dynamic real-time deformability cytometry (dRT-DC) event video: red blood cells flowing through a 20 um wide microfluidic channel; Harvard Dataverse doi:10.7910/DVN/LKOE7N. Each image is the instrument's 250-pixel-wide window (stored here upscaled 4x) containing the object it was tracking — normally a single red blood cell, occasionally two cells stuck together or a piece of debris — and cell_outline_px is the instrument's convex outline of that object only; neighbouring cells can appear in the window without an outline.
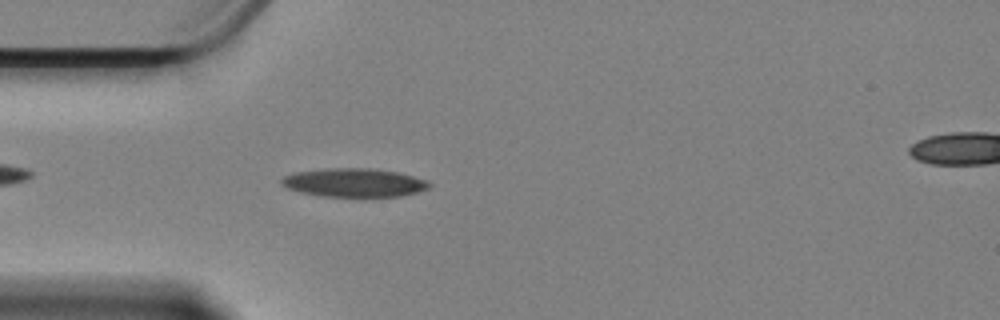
{"species": "Egyptian fruit bat (a non-hibernating species)", "species_latin": "Rousettus aegyptiacus", "temperature_condition": "cold", "stored_images_in_passage": 31, "camera_frame_rate_fps": 3000, "um_per_image_px": 0.085, "animal": {"sex": "female"}, "frame": {"image": 1, "passage_image": 5, "time_ms": 1.333, "image_size_px": [1000, 320], "cell_outline_px": [[432, 184], [428, 188], [416, 192], [400, 196], [320, 196], [300, 192], [288, 188], [280, 184], [280, 180], [284, 176], [292, 172], [328, 168], [376, 168], [400, 172], [428, 180]], "centroid_in_image_um": [30.1, 15.5], "position_along_channel_um": 54.9, "area_um2": 24.8}}
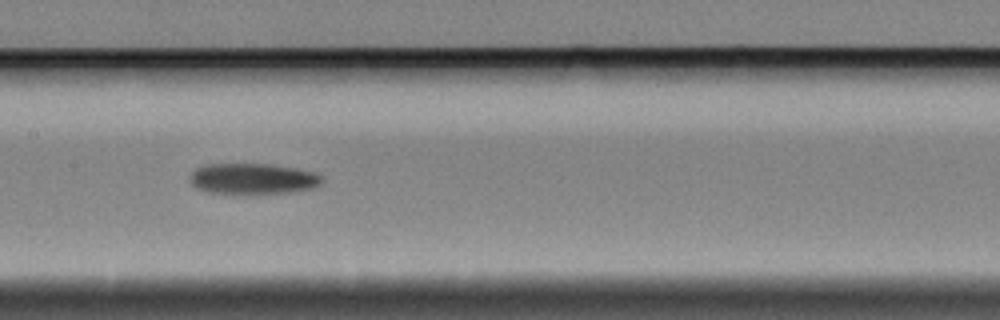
{"frame": {"image": 2, "passage_image": 17, "time_ms": 5.333, "image_size_px": [1000, 320], "cell_outline_px": [[324, 180], [316, 188], [292, 192], [248, 196], [208, 192], [196, 188], [188, 180], [188, 176], [196, 168], [208, 164], [268, 164], [296, 168], [316, 172], [324, 176]], "centroid_in_image_um": [21.52, 15.23], "position_along_channel_um": 185.9, "area_um2": 24.8}}
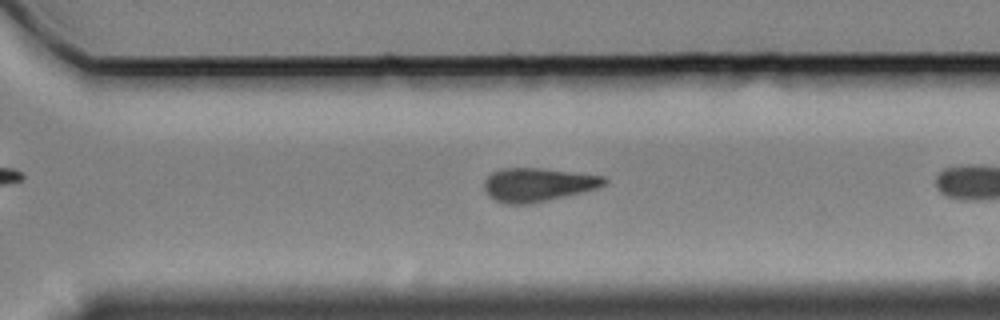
{"frame": {"image": 3, "passage_image": 26, "time_ms": 8.333, "image_size_px": [1000, 320], "cell_outline_px": [[608, 184], [584, 192], [532, 204], [504, 204], [488, 196], [484, 188], [484, 180], [492, 172], [500, 168], [540, 168], [604, 176], [608, 180]], "centroid_in_image_um": [45.71, 15.7], "position_along_channel_um": 324.9, "area_um2": 23.7}}